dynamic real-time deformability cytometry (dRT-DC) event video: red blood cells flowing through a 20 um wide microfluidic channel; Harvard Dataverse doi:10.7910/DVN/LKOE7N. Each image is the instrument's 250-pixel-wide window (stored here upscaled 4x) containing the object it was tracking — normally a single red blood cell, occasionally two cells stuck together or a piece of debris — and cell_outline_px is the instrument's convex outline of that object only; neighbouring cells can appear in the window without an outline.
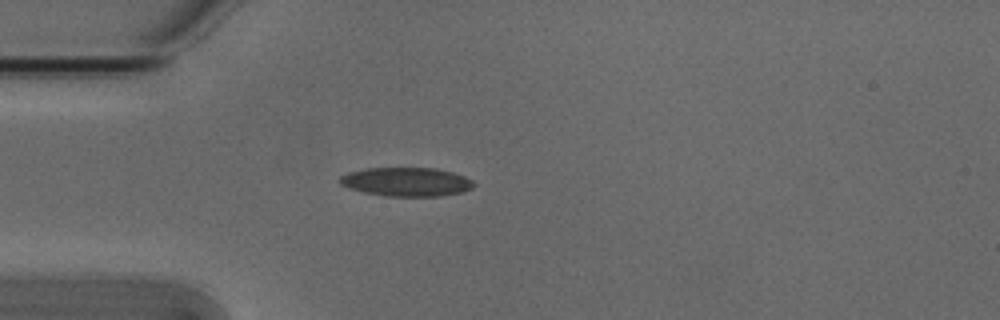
{"species": "Egyptian fruit bat (a non-hibernating species)", "species_latin": "Rousettus aegyptiacus", "temperature_condition": "cold", "stored_images_in_passage": 5, "camera_frame_rate_fps": 3000, "um_per_image_px": 0.085, "animal": {"sex": "male"}, "frame": {"image": 1, "passage_image": 5, "time_ms": 1.333, "image_size_px": [1000, 320], "cell_outline_px": [[476, 184], [472, 188], [464, 192], [440, 196], [384, 196], [364, 192], [348, 188], [340, 184], [340, 176], [348, 172], [368, 168], [436, 168], [452, 172], [464, 176], [472, 180]], "centroid_in_image_um": [34.56, 15.46], "position_along_channel_um": 50.4, "area_um2": 22.6}}